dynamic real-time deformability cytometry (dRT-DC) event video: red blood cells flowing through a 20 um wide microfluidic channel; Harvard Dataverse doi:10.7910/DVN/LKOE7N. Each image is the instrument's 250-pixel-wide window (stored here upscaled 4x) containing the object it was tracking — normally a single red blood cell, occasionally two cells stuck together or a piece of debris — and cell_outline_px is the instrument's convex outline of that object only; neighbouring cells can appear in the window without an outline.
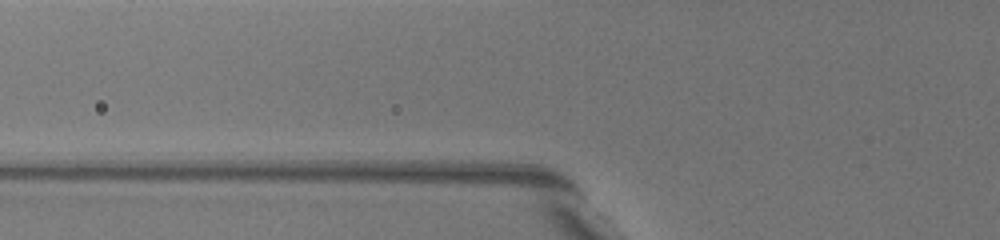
{"species": "common noctule bat (a hibernating species)", "species_latin": "Nyctalus noctula", "temperature_condition": "warm", "stored_images_in_passage": 3, "camera_frame_rate_fps": 3000, "um_per_image_px": 0.085, "animal": {"sex": "female", "body_mass_g": 19.5, "forearm_length_mm": 54.1}, "frame": {"image": 1, "passage_image": 2, "time_ms": 0.333, "image_size_px": [1000, 240], "cell_outline_px": [[656, 212], [648, 208], [600, 168], [596, 164], [588, 148], [588, 140], [596, 136], [616, 152], [620, 156], [648, 188], [652, 196], [656, 208]], "centroid_in_image_um": [52.7, 14.58], "position_along_channel_um": 73.1, "area_um2": 11.73}}